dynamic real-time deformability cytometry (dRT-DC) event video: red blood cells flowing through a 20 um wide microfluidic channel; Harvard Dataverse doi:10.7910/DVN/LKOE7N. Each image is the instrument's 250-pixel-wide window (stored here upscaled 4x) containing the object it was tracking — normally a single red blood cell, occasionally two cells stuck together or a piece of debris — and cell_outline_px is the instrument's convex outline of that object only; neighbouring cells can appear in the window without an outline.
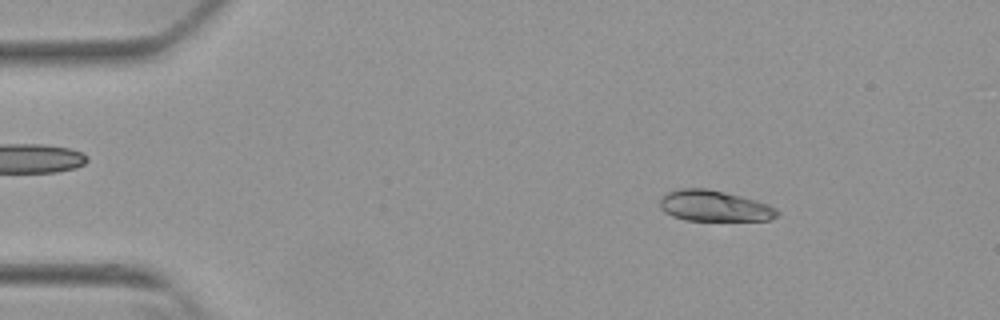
{"species": "Egyptian fruit bat (a non-hibernating species)", "species_latin": "Rousettus aegyptiacus", "temperature_condition": "warm", "stored_images_in_passage": 53, "camera_frame_rate_fps": 3000, "um_per_image_px": 0.085, "animal": {"sex": "female"}, "frame": {"image": 1, "passage_image": 7, "time_ms": 2.0, "image_size_px": [1000, 320], "cell_outline_px": [[780, 212], [776, 216], [768, 220], [684, 220], [672, 216], [664, 212], [660, 208], [660, 200], [668, 192], [680, 188], [708, 188], [756, 200], [768, 204], [776, 208]], "centroid_in_image_um": [60.7, 17.5], "position_along_channel_um": 24.3, "area_um2": 21.04}}
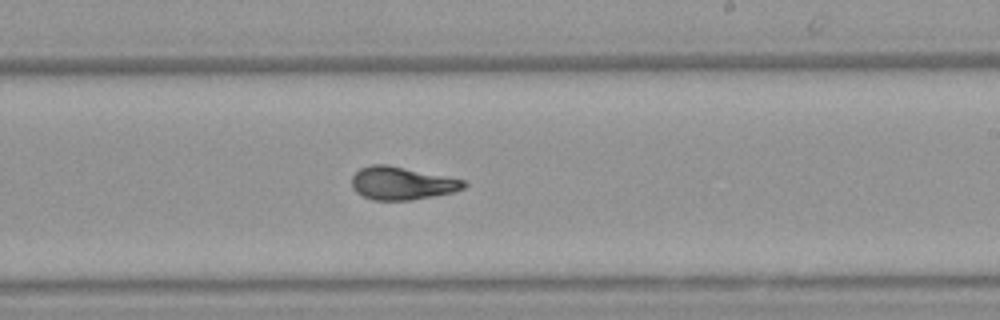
{"frame": {"image": 2, "passage_image": 31, "time_ms": 10.0, "image_size_px": [1000, 320], "cell_outline_px": [[468, 184], [464, 188], [452, 192], [432, 196], [408, 200], [372, 200], [356, 192], [352, 188], [352, 176], [360, 168], [372, 164], [388, 164], [464, 180]], "centroid_in_image_um": [34.13, 15.57], "position_along_channel_um": 254.9, "area_um2": 21.39}}
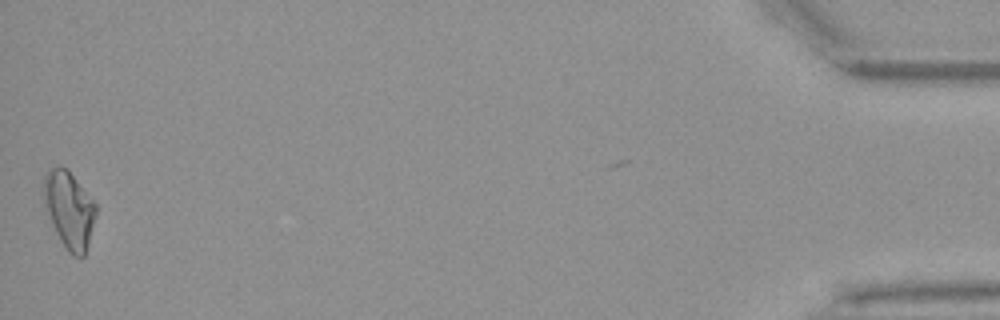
{"frame": {"image": 3, "passage_image": 52, "time_ms": 17.0, "image_size_px": [1000, 320], "cell_outline_px": [[96, 216], [84, 256], [72, 256], [68, 252], [60, 240], [56, 232], [44, 204], [44, 176], [52, 168], [64, 168], [72, 176], [96, 204]], "centroid_in_image_um": [5.89, 17.88], "position_along_channel_um": 429.3, "area_um2": 22.54}, "authors_computed_cell_mechanics": {"area_um2": 21.5016, "velocity_mm_per_s": 3.8435, "shape_relaxation_time_tau1_ms": 3.7402, "shape_relaxation_time_tau2_ms": 1.11, "deformation_change_tau1": 0.1922, "deformation_change_tau2": 0.063}}